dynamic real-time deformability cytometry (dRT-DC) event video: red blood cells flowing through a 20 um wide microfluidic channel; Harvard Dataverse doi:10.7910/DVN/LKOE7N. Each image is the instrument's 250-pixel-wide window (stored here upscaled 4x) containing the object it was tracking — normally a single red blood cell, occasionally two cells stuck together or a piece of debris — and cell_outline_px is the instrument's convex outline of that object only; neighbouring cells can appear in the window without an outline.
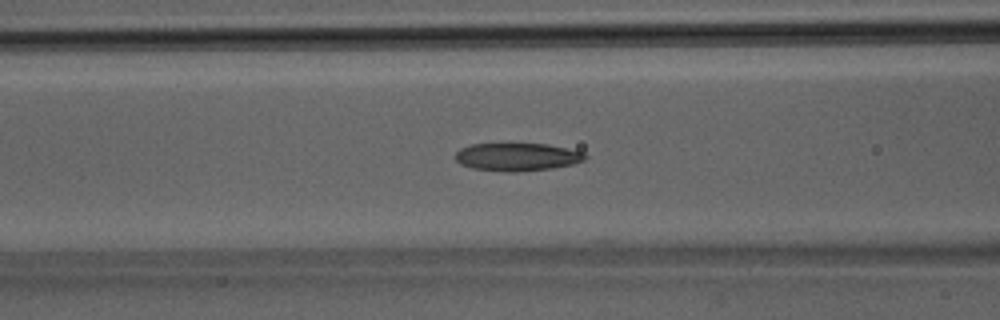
{"species": "Egyptian fruit bat (a non-hibernating species)", "species_latin": "Rousettus aegyptiacus", "temperature_condition": "room temperature", "stored_images_in_passage": 38, "segment_of_instrument_passage": [1, 2], "camera_frame_rate_fps": 3000, "um_per_image_px": 0.085, "animal": {"sex": "male"}, "frame": {"image": 1, "passage_image": 14, "time_ms": 4.333, "image_size_px": [1000, 320], "cell_outline_px": [[588, 156], [584, 160], [572, 164], [552, 168], [516, 172], [508, 172], [472, 168], [460, 164], [452, 156], [460, 148], [472, 144], [548, 144], [584, 152]], "centroid_in_image_um": [43.93, 13.34], "position_along_channel_um": 122.7, "area_um2": 21.15}}
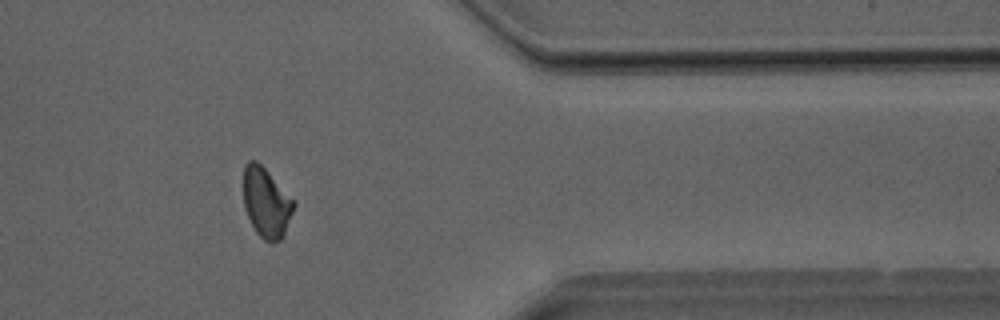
{"frame": {"image": 2, "passage_image": 30, "time_ms": 9.667, "image_size_px": [1000, 320], "cell_outline_px": [[296, 204], [284, 236], [280, 240], [272, 244], [264, 240], [256, 232], [244, 208], [244, 164], [248, 160], [256, 160], [296, 200]], "centroid_in_image_um": [22.66, 17.23], "position_along_channel_um": 388.7, "area_um2": 20.69}}
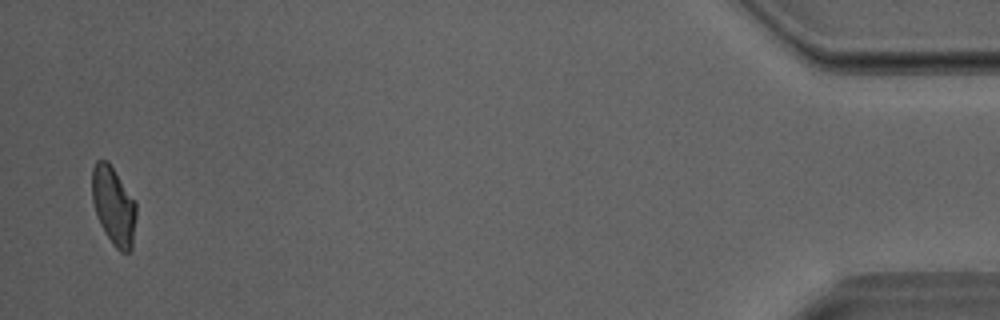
{"frame": {"image": 3, "passage_image": 36, "time_ms": 11.667, "image_size_px": [1000, 320], "cell_outline_px": [[136, 216], [132, 248], [128, 252], [120, 252], [112, 244], [100, 224], [92, 200], [92, 168], [96, 160], [108, 160], [136, 200]], "centroid_in_image_um": [9.67, 17.47], "position_along_channel_um": 425.5, "area_um2": 20.35}}